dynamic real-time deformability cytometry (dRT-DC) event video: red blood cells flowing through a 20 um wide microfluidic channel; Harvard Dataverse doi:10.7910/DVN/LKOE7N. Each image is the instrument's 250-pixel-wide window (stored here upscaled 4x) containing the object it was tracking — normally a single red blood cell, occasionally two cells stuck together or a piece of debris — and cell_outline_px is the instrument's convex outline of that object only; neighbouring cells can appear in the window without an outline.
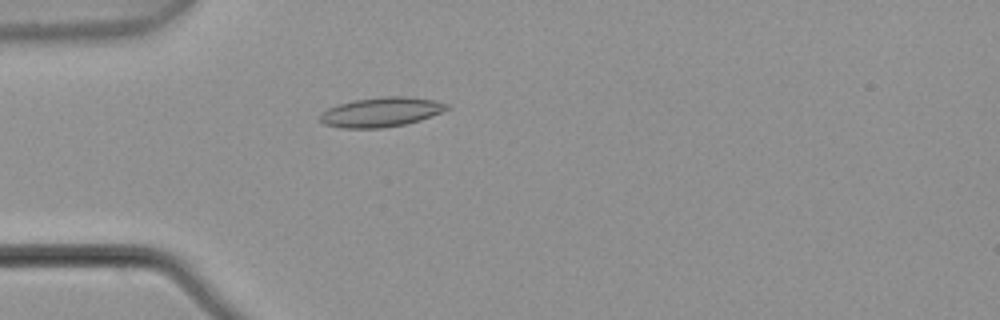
{"species": "common noctule bat (a hibernating species)", "species_latin": "Nyctalus noctula", "temperature_condition": "warm", "stored_images_in_passage": 4, "camera_frame_rate_fps": 3000, "um_per_image_px": 0.085, "animal": {"sex": "male", "body_mass_g": 21.5, "forearm_length_mm": 52.0}, "frame": {"image": 1, "passage_image": 4, "time_ms": 1.0, "image_size_px": [1000, 320], "cell_outline_px": [[452, 108], [420, 120], [408, 124], [380, 128], [340, 128], [324, 124], [320, 120], [320, 112], [328, 108], [352, 100], [380, 96], [408, 96], [436, 100], [448, 104]], "centroid_in_image_um": [32.42, 9.52], "position_along_channel_um": 52.6, "area_um2": 22.14}}